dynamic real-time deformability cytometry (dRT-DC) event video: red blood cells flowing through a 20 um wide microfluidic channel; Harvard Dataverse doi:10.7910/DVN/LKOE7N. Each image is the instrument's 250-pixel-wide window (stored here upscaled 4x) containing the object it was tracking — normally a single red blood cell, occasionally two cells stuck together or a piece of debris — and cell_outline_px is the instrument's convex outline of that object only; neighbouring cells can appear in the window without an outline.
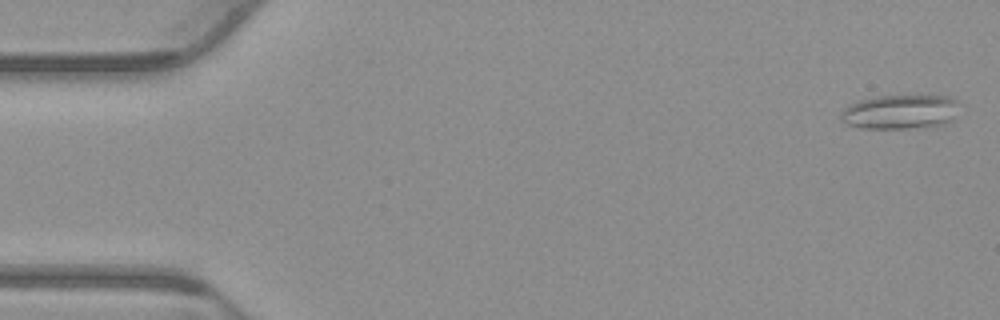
{"species": "common noctule bat (a hibernating species)", "species_latin": "Nyctalus noctula", "temperature_condition": "warm", "stored_images_in_passage": 54, "camera_frame_rate_fps": 3000, "um_per_image_px": 0.085, "animal": {"sex": "male", "body_mass_g": 23.1, "forearm_length_mm": 52.7}, "frame": {"image": 1, "passage_image": 2, "time_ms": 0.333, "image_size_px": [1000, 320], "cell_outline_px": [[964, 104], [952, 120], [944, 124], [932, 128], [860, 128], [848, 124], [840, 120], [840, 116], [844, 108], [848, 104], [860, 100], [876, 96], [952, 96], [960, 100]], "centroid_in_image_um": [76.63, 9.51], "position_along_channel_um": 8.4, "area_um2": 24.45}}
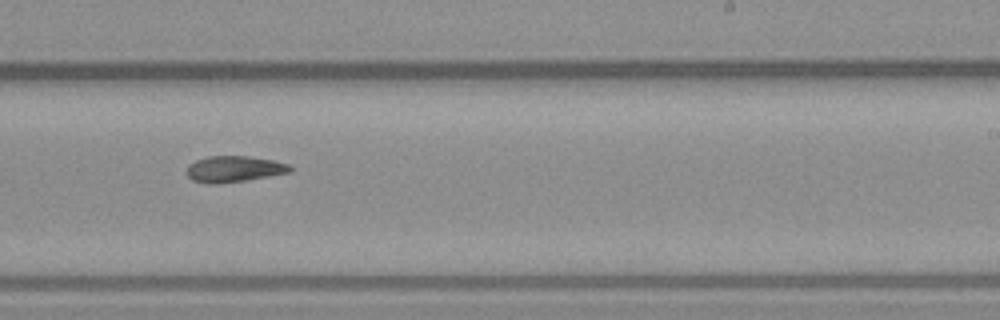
{"frame": {"image": 2, "passage_image": 33, "time_ms": 10.667, "image_size_px": [1000, 320], "cell_outline_px": [[292, 172], [248, 180], [216, 184], [208, 184], [192, 180], [188, 176], [188, 164], [196, 160], [208, 156], [248, 156], [272, 160], [292, 164]], "centroid_in_image_um": [19.93, 14.37], "position_along_channel_um": 269.1, "area_um2": 15.9}}
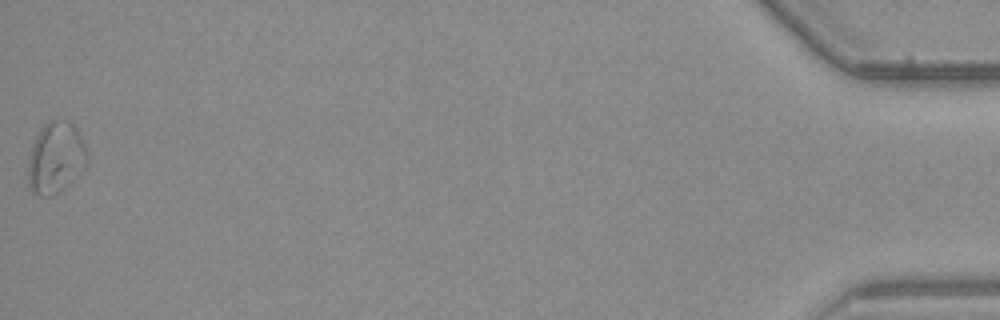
{"frame": {"image": 3, "passage_image": 54, "time_ms": 17.667, "image_size_px": [1000, 320], "cell_outline_px": [[88, 164], [56, 196], [40, 196], [32, 192], [28, 184], [28, 164], [32, 144], [40, 128], [48, 120], [56, 116], [72, 120], [80, 132], [88, 152]], "centroid_in_image_um": [4.76, 13.34], "position_along_channel_um": 430.4, "area_um2": 25.49}, "authors_computed_cell_mechanics": {"area_um2": 17.6868, "velocity_mm_per_s": 3.8289, "shape_relaxation_time_tau1_ms": null, "shape_relaxation_time_tau2_ms": 6.6518, "deformation_change_tau1": null, "deformation_change_tau2": 0.142}}